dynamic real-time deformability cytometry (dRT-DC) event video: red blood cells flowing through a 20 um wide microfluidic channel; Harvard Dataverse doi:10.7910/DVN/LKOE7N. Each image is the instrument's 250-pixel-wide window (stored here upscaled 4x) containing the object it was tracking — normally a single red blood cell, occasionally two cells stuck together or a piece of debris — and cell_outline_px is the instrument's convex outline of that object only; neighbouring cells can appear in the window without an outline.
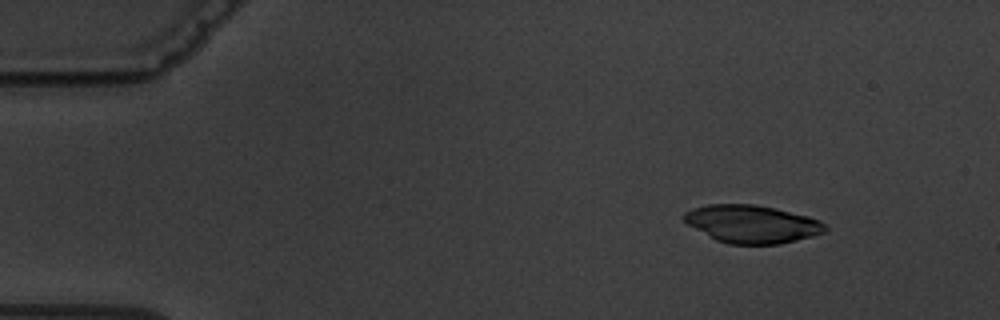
{"species": "common noctule bat (a hibernating species)", "species_latin": "Nyctalus noctula", "temperature_condition": "warm", "stored_images_in_passage": 5, "camera_frame_rate_fps": 3000, "um_per_image_px": 0.085, "animal": {"sex": "male", "body_mass_g": 19.5, "forearm_length_mm": 54.6}, "frame": {"image": 1, "passage_image": 2, "time_ms": 1.333, "image_size_px": [1000, 320], "cell_outline_px": [[828, 228], [824, 232], [812, 236], [780, 244], [728, 244], [716, 240], [688, 224], [680, 216], [684, 212], [692, 208], [708, 204], [756, 204], [776, 208], [808, 216], [820, 220]], "centroid_in_image_um": [63.9, 19.03], "position_along_channel_um": 21.1, "area_um2": 31.21}}